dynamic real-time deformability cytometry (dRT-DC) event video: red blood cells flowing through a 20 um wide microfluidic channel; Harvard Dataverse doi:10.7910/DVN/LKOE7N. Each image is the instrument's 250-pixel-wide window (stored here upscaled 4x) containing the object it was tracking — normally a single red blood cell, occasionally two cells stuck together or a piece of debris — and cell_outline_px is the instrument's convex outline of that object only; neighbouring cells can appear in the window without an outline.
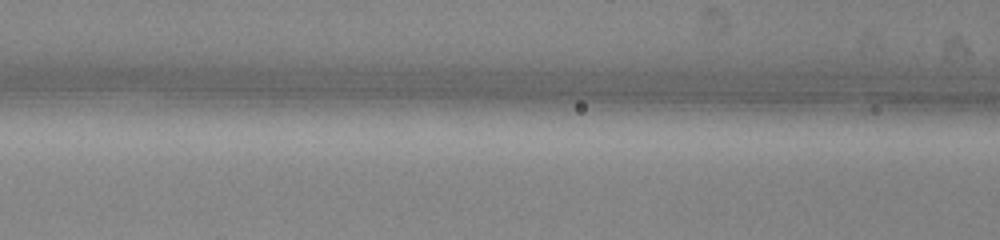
{"species": "common noctule bat (a hibernating species)", "species_latin": "Nyctalus noctula", "temperature_condition": "warm", "stored_images_in_passage": 4, "camera_frame_rate_fps": 3000, "um_per_image_px": 0.085, "animal": {"sex": "male", "body_mass_g": 13.0, "forearm_length_mm": 53.1}, "frame": {"image": 1, "passage_image": 4, "time_ms": 1.0, "image_size_px": [1000, 240], "cell_outline_px": [[848, 92], [844, 100], [808, 112], [700, 108], [716, 100], [752, 92]], "centroid_in_image_um": [66.21, 8.61], "position_along_channel_um": 100.4, "area_um2": 15.37}}